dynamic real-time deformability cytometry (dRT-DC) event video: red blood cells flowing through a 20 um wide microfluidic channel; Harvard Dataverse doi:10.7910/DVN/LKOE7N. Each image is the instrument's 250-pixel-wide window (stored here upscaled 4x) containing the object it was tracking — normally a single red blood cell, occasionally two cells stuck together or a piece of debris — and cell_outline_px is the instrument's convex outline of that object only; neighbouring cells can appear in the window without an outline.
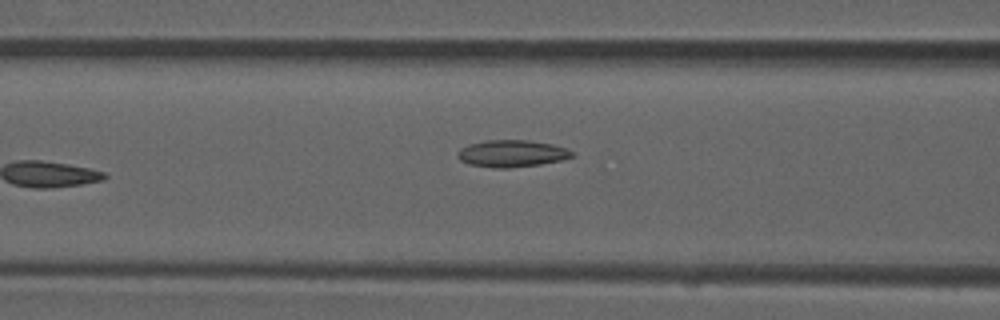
{"species": "common noctule bat (a hibernating species)", "species_latin": "Nyctalus noctula", "temperature_condition": "room temperature", "stored_images_in_passage": 7, "camera_frame_rate_fps": 3000, "um_per_image_px": 0.085, "animal": {"sex": "male", "forearm_length_mm": 52.5}, "frame": {"image": 1, "passage_image": 7, "time_ms": 2.0, "image_size_px": [1000, 320], "cell_outline_px": [[572, 156], [560, 160], [540, 164], [508, 168], [496, 168], [468, 164], [460, 160], [456, 156], [456, 152], [460, 148], [468, 144], [484, 140], [528, 140], [552, 144], [568, 148], [572, 152]], "centroid_in_image_um": [43.44, 13.04], "position_along_channel_um": 123.2, "area_um2": 18.03}}